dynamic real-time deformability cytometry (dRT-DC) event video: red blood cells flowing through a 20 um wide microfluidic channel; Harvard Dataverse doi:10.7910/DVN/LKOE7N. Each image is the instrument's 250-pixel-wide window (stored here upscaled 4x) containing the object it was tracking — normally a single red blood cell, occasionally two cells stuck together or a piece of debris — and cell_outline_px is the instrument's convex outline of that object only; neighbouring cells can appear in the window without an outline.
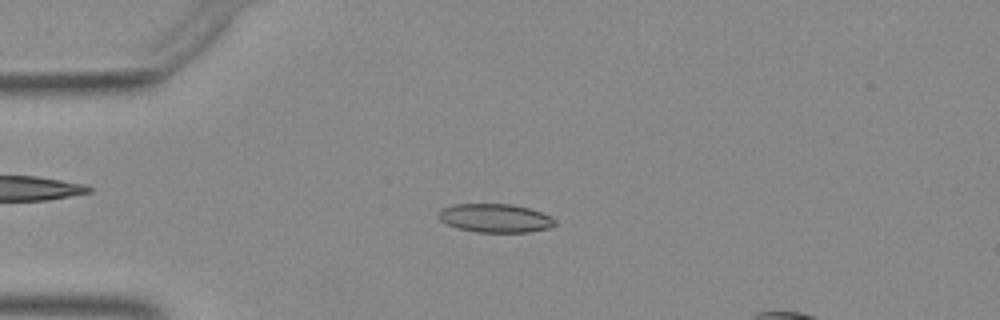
{"species": "Egyptian fruit bat (a non-hibernating species)", "species_latin": "Rousettus aegyptiacus", "temperature_condition": "warm", "stored_images_in_passage": 47, "camera_frame_rate_fps": 3000, "um_per_image_px": 0.085, "animal": {"sex": "female"}, "frame": {"image": 1, "passage_image": 12, "time_ms": 3.667, "image_size_px": [1000, 320], "cell_outline_px": [[556, 224], [548, 228], [528, 232], [476, 232], [460, 228], [448, 224], [440, 220], [440, 208], [456, 204], [512, 204], [528, 208], [540, 212], [556, 220]], "centroid_in_image_um": [42.1, 18.53], "position_along_channel_um": 42.9, "area_um2": 19.13}}
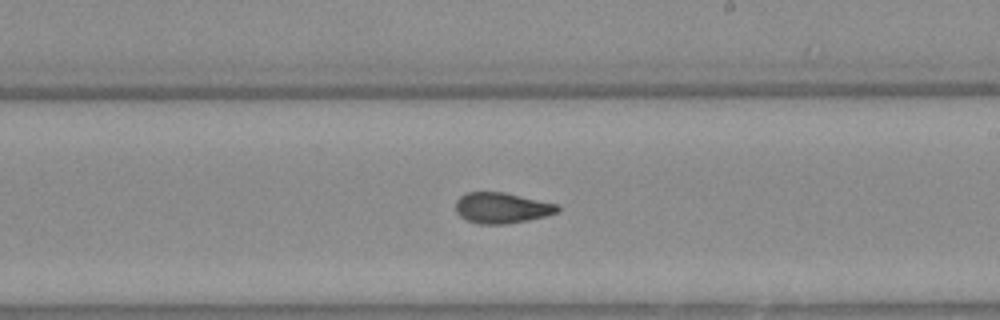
{"frame": {"image": 2, "passage_image": 29, "time_ms": 9.333, "image_size_px": [1000, 320], "cell_outline_px": [[560, 208], [556, 212], [544, 216], [528, 220], [504, 224], [480, 224], [468, 220], [460, 216], [456, 212], [456, 200], [460, 196], [468, 192], [504, 192], [560, 204]], "centroid_in_image_um": [42.66, 17.66], "position_along_channel_um": 246.3, "area_um2": 18.21}}
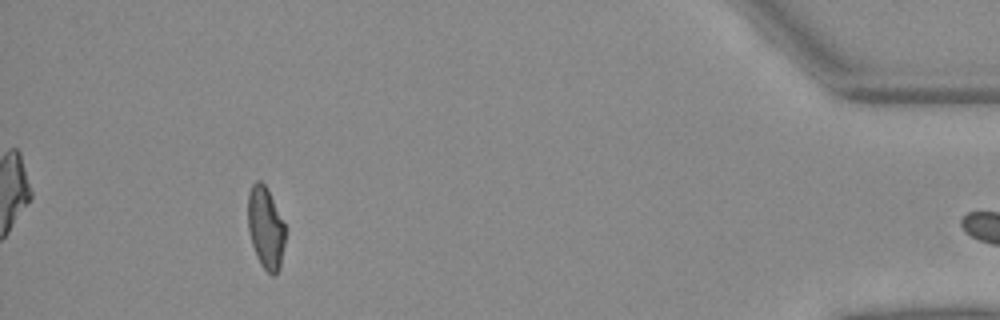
{"frame": {"image": 3, "passage_image": 46, "time_ms": 15.0, "image_size_px": [1000, 320], "cell_outline_px": [[288, 228], [280, 268], [272, 276], [260, 264], [256, 256], [252, 244], [248, 228], [248, 192], [252, 184], [256, 180], [260, 180], [268, 188]], "centroid_in_image_um": [22.62, 19.33], "position_along_channel_um": 412.6, "area_um2": 18.44}}